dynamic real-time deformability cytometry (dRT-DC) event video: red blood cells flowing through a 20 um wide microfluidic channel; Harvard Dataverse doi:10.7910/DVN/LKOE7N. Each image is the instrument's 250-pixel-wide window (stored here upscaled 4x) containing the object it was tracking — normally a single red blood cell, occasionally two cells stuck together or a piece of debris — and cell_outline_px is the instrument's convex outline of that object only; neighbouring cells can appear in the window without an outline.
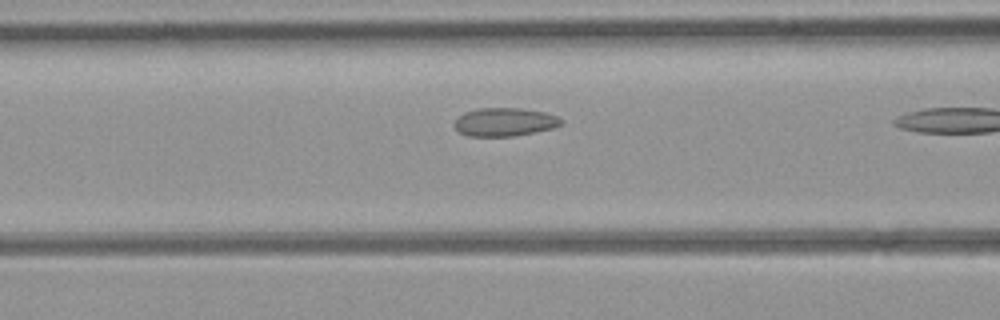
{"species": "common noctule bat (a hibernating species)", "species_latin": "Nyctalus noctula", "temperature_condition": "room temperature", "stored_images_in_passage": 5, "camera_frame_rate_fps": 3000, "um_per_image_px": 0.085, "animal": {"sex": "female", "body_mass_g": 21.9}, "frame": {"image": 1, "passage_image": 4, "time_ms": 1.0, "image_size_px": [1000, 320], "cell_outline_px": [[564, 120], [560, 124], [552, 128], [536, 132], [512, 136], [468, 136], [460, 132], [456, 128], [456, 120], [464, 112], [476, 108], [520, 108], [544, 112], [556, 116]], "centroid_in_image_um": [42.9, 10.36], "position_along_channel_um": 123.7, "area_um2": 17.46}}